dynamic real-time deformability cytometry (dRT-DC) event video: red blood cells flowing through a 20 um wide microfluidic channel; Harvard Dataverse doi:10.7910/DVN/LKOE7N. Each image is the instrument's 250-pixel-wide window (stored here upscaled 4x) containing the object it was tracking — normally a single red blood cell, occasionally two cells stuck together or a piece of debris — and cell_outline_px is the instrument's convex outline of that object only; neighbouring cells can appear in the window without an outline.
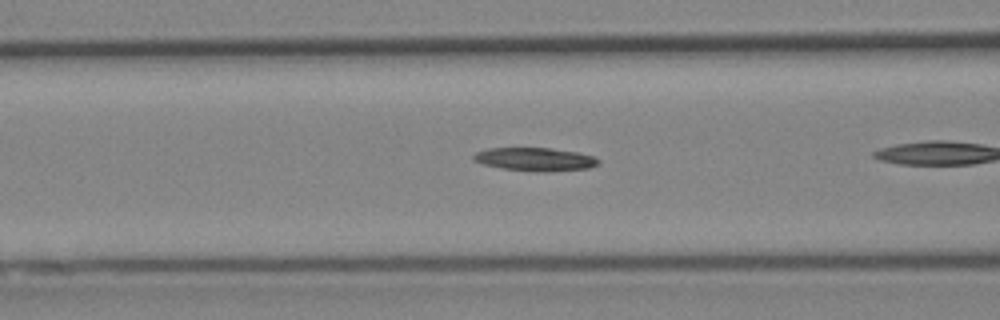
{"species": "Egyptian fruit bat (a non-hibernating species)", "species_latin": "Rousettus aegyptiacus", "temperature_condition": "cold", "stored_images_in_passage": 13, "camera_frame_rate_fps": 3000, "um_per_image_px": 0.085, "animal": {"sex": "female"}, "frame": {"image": 1, "passage_image": 11, "time_ms": 3.333, "image_size_px": [1000, 320], "cell_outline_px": [[600, 164], [588, 168], [548, 172], [544, 172], [500, 168], [484, 164], [472, 160], [472, 156], [476, 152], [488, 148], [552, 148], [576, 152], [592, 156], [600, 160]], "centroid_in_image_um": [45.48, 13.54], "position_along_channel_um": 121.1, "area_um2": 16.94}}